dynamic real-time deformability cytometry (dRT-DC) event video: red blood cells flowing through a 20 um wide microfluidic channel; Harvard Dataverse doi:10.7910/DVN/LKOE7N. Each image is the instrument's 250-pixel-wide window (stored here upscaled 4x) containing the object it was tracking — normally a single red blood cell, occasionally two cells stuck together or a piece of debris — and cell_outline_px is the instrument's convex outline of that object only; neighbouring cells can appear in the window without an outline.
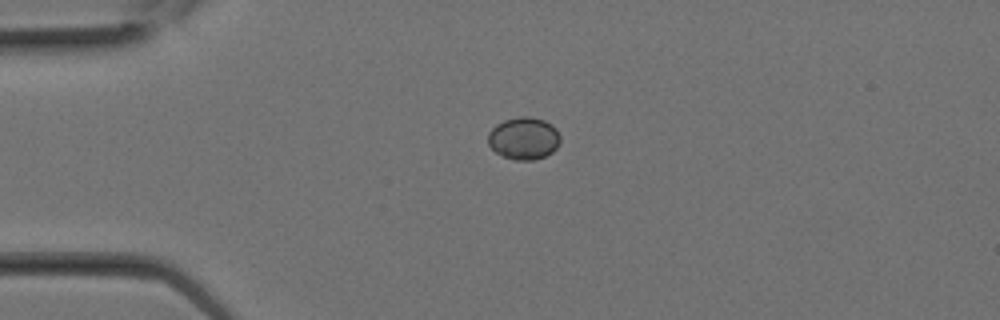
{"species": "Egyptian fruit bat (a non-hibernating species)", "species_latin": "Rousettus aegyptiacus", "temperature_condition": "room temperature", "stored_images_in_passage": 9, "camera_frame_rate_fps": 3000, "um_per_image_px": 0.085, "animal": {"sex": "female"}, "frame": {"image": 1, "passage_image": 1, "time_ms": 0.0, "image_size_px": [1000, 320], "cell_outline_px": [[560, 140], [556, 148], [552, 152], [544, 156], [532, 160], [516, 160], [504, 156], [496, 152], [488, 144], [488, 132], [496, 124], [504, 120], [520, 116], [528, 116], [544, 120], [552, 124], [556, 128], [560, 136]], "centroid_in_image_um": [44.52, 11.74], "position_along_channel_um": 40.5, "area_um2": 17.8}}
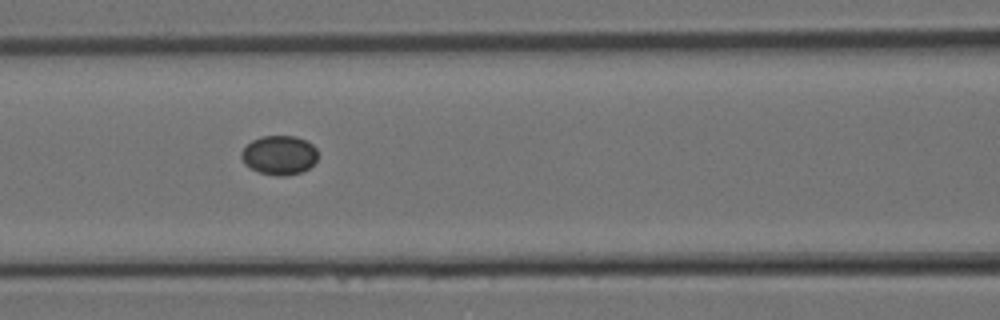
{"frame": {"image": 2, "passage_image": 6, "time_ms": 1.667, "image_size_px": [1000, 320], "cell_outline_px": [[316, 160], [308, 168], [300, 172], [284, 176], [276, 176], [260, 172], [248, 168], [244, 164], [240, 156], [240, 152], [252, 140], [260, 136], [296, 136], [312, 144], [316, 148]], "centroid_in_image_um": [23.69, 13.18], "position_along_channel_um": 142.9, "area_um2": 17.46}}
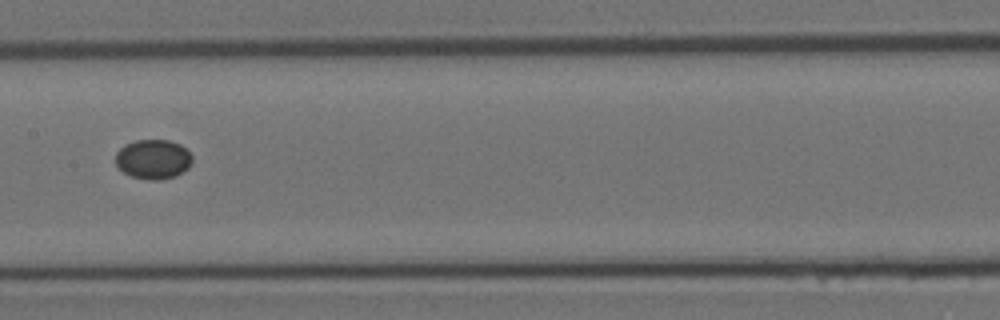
{"frame": {"image": 3, "passage_image": 8, "time_ms": 2.333, "image_size_px": [1000, 320], "cell_outline_px": [[192, 160], [188, 168], [176, 176], [160, 180], [148, 180], [132, 176], [124, 172], [116, 164], [116, 152], [124, 144], [136, 140], [168, 140], [180, 144], [192, 156]], "centroid_in_image_um": [13.01, 13.53], "position_along_channel_um": 194.4, "area_um2": 17.63}}